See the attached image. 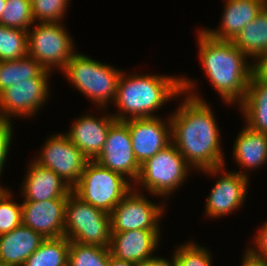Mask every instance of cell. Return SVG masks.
Masks as SVG:
<instances>
[{"mask_svg": "<svg viewBox=\"0 0 267 266\" xmlns=\"http://www.w3.org/2000/svg\"><path fill=\"white\" fill-rule=\"evenodd\" d=\"M187 79L182 77L187 98L170 115L172 143L191 167L216 175L225 166L218 125L206 101L193 93L194 82Z\"/></svg>", "mask_w": 267, "mask_h": 266, "instance_id": "1", "label": "cell"}, {"mask_svg": "<svg viewBox=\"0 0 267 266\" xmlns=\"http://www.w3.org/2000/svg\"><path fill=\"white\" fill-rule=\"evenodd\" d=\"M197 35L206 77L226 104H239L245 98L256 65L246 62L247 56L232 41L216 40L201 29Z\"/></svg>", "mask_w": 267, "mask_h": 266, "instance_id": "2", "label": "cell"}, {"mask_svg": "<svg viewBox=\"0 0 267 266\" xmlns=\"http://www.w3.org/2000/svg\"><path fill=\"white\" fill-rule=\"evenodd\" d=\"M180 94H183L182 77L149 74L126 76L121 72L114 100L121 113L112 116L119 121L128 120L130 117H156L152 114L156 109Z\"/></svg>", "mask_w": 267, "mask_h": 266, "instance_id": "3", "label": "cell"}, {"mask_svg": "<svg viewBox=\"0 0 267 266\" xmlns=\"http://www.w3.org/2000/svg\"><path fill=\"white\" fill-rule=\"evenodd\" d=\"M63 72L72 85L101 109L116 99L121 70L75 53Z\"/></svg>", "mask_w": 267, "mask_h": 266, "instance_id": "4", "label": "cell"}, {"mask_svg": "<svg viewBox=\"0 0 267 266\" xmlns=\"http://www.w3.org/2000/svg\"><path fill=\"white\" fill-rule=\"evenodd\" d=\"M120 173L88 160L72 192L82 201L110 214L132 190V183Z\"/></svg>", "mask_w": 267, "mask_h": 266, "instance_id": "5", "label": "cell"}, {"mask_svg": "<svg viewBox=\"0 0 267 266\" xmlns=\"http://www.w3.org/2000/svg\"><path fill=\"white\" fill-rule=\"evenodd\" d=\"M110 214L82 201L71 192L67 197L64 236L81 244L109 247Z\"/></svg>", "mask_w": 267, "mask_h": 266, "instance_id": "6", "label": "cell"}, {"mask_svg": "<svg viewBox=\"0 0 267 266\" xmlns=\"http://www.w3.org/2000/svg\"><path fill=\"white\" fill-rule=\"evenodd\" d=\"M190 168L183 155L171 143L140 165L135 184H140L142 188L144 186L150 194L168 197L186 180Z\"/></svg>", "mask_w": 267, "mask_h": 266, "instance_id": "7", "label": "cell"}, {"mask_svg": "<svg viewBox=\"0 0 267 266\" xmlns=\"http://www.w3.org/2000/svg\"><path fill=\"white\" fill-rule=\"evenodd\" d=\"M60 23H37L28 30V55L48 71L53 67L62 71L75 54L74 43Z\"/></svg>", "mask_w": 267, "mask_h": 266, "instance_id": "8", "label": "cell"}, {"mask_svg": "<svg viewBox=\"0 0 267 266\" xmlns=\"http://www.w3.org/2000/svg\"><path fill=\"white\" fill-rule=\"evenodd\" d=\"M58 174L73 188L79 181L88 159L65 134L50 136L35 161Z\"/></svg>", "mask_w": 267, "mask_h": 266, "instance_id": "9", "label": "cell"}, {"mask_svg": "<svg viewBox=\"0 0 267 266\" xmlns=\"http://www.w3.org/2000/svg\"><path fill=\"white\" fill-rule=\"evenodd\" d=\"M51 71L44 70L37 78L14 82L0 94V118L33 116L49 96L48 77Z\"/></svg>", "mask_w": 267, "mask_h": 266, "instance_id": "10", "label": "cell"}, {"mask_svg": "<svg viewBox=\"0 0 267 266\" xmlns=\"http://www.w3.org/2000/svg\"><path fill=\"white\" fill-rule=\"evenodd\" d=\"M140 192L131 190L110 213L111 232L159 230L163 206L150 202Z\"/></svg>", "mask_w": 267, "mask_h": 266, "instance_id": "11", "label": "cell"}, {"mask_svg": "<svg viewBox=\"0 0 267 266\" xmlns=\"http://www.w3.org/2000/svg\"><path fill=\"white\" fill-rule=\"evenodd\" d=\"M95 161L127 179L131 178L132 183L136 182L140 164L134 156L128 124L125 121L116 120L110 126L106 142Z\"/></svg>", "mask_w": 267, "mask_h": 266, "instance_id": "12", "label": "cell"}, {"mask_svg": "<svg viewBox=\"0 0 267 266\" xmlns=\"http://www.w3.org/2000/svg\"><path fill=\"white\" fill-rule=\"evenodd\" d=\"M167 120L169 122L165 123L157 116L125 120L131 136L133 153L140 165L172 143L171 121L170 118Z\"/></svg>", "mask_w": 267, "mask_h": 266, "instance_id": "13", "label": "cell"}, {"mask_svg": "<svg viewBox=\"0 0 267 266\" xmlns=\"http://www.w3.org/2000/svg\"><path fill=\"white\" fill-rule=\"evenodd\" d=\"M67 198L44 201H23L22 224L41 234L44 238L64 236Z\"/></svg>", "mask_w": 267, "mask_h": 266, "instance_id": "14", "label": "cell"}, {"mask_svg": "<svg viewBox=\"0 0 267 266\" xmlns=\"http://www.w3.org/2000/svg\"><path fill=\"white\" fill-rule=\"evenodd\" d=\"M241 172H225L213 186L206 203V214L221 217L241 207L247 197L248 176Z\"/></svg>", "mask_w": 267, "mask_h": 266, "instance_id": "15", "label": "cell"}, {"mask_svg": "<svg viewBox=\"0 0 267 266\" xmlns=\"http://www.w3.org/2000/svg\"><path fill=\"white\" fill-rule=\"evenodd\" d=\"M111 233L109 246L111 256L139 265L153 257L152 253L160 240L159 230L138 229Z\"/></svg>", "mask_w": 267, "mask_h": 266, "instance_id": "16", "label": "cell"}, {"mask_svg": "<svg viewBox=\"0 0 267 266\" xmlns=\"http://www.w3.org/2000/svg\"><path fill=\"white\" fill-rule=\"evenodd\" d=\"M115 121L112 115L96 118L86 114L78 118L65 135L88 160H95L106 142L110 126Z\"/></svg>", "mask_w": 267, "mask_h": 266, "instance_id": "17", "label": "cell"}, {"mask_svg": "<svg viewBox=\"0 0 267 266\" xmlns=\"http://www.w3.org/2000/svg\"><path fill=\"white\" fill-rule=\"evenodd\" d=\"M265 3V0H226L219 30L205 28L203 31L216 40L232 41L259 15Z\"/></svg>", "mask_w": 267, "mask_h": 266, "instance_id": "18", "label": "cell"}, {"mask_svg": "<svg viewBox=\"0 0 267 266\" xmlns=\"http://www.w3.org/2000/svg\"><path fill=\"white\" fill-rule=\"evenodd\" d=\"M30 164L22 187L24 201L67 198L72 192V188L58 174L34 161Z\"/></svg>", "mask_w": 267, "mask_h": 266, "instance_id": "19", "label": "cell"}, {"mask_svg": "<svg viewBox=\"0 0 267 266\" xmlns=\"http://www.w3.org/2000/svg\"><path fill=\"white\" fill-rule=\"evenodd\" d=\"M45 238L23 224L0 235V262L23 266Z\"/></svg>", "mask_w": 267, "mask_h": 266, "instance_id": "20", "label": "cell"}, {"mask_svg": "<svg viewBox=\"0 0 267 266\" xmlns=\"http://www.w3.org/2000/svg\"><path fill=\"white\" fill-rule=\"evenodd\" d=\"M247 127L267 134V80L256 70L252 74L245 98L239 103Z\"/></svg>", "mask_w": 267, "mask_h": 266, "instance_id": "21", "label": "cell"}, {"mask_svg": "<svg viewBox=\"0 0 267 266\" xmlns=\"http://www.w3.org/2000/svg\"><path fill=\"white\" fill-rule=\"evenodd\" d=\"M233 155L241 167L254 169L267 162V134L245 126L234 143Z\"/></svg>", "mask_w": 267, "mask_h": 266, "instance_id": "22", "label": "cell"}, {"mask_svg": "<svg viewBox=\"0 0 267 266\" xmlns=\"http://www.w3.org/2000/svg\"><path fill=\"white\" fill-rule=\"evenodd\" d=\"M247 57L255 58L256 64L267 55V7L247 24L232 40Z\"/></svg>", "mask_w": 267, "mask_h": 266, "instance_id": "23", "label": "cell"}, {"mask_svg": "<svg viewBox=\"0 0 267 266\" xmlns=\"http://www.w3.org/2000/svg\"><path fill=\"white\" fill-rule=\"evenodd\" d=\"M45 68L31 56L0 61V94L14 82L37 78Z\"/></svg>", "mask_w": 267, "mask_h": 266, "instance_id": "24", "label": "cell"}, {"mask_svg": "<svg viewBox=\"0 0 267 266\" xmlns=\"http://www.w3.org/2000/svg\"><path fill=\"white\" fill-rule=\"evenodd\" d=\"M69 246L65 236L45 238L23 266H68Z\"/></svg>", "mask_w": 267, "mask_h": 266, "instance_id": "25", "label": "cell"}, {"mask_svg": "<svg viewBox=\"0 0 267 266\" xmlns=\"http://www.w3.org/2000/svg\"><path fill=\"white\" fill-rule=\"evenodd\" d=\"M28 55V31L0 24V61L18 60Z\"/></svg>", "mask_w": 267, "mask_h": 266, "instance_id": "26", "label": "cell"}, {"mask_svg": "<svg viewBox=\"0 0 267 266\" xmlns=\"http://www.w3.org/2000/svg\"><path fill=\"white\" fill-rule=\"evenodd\" d=\"M109 247L70 241L68 266H106Z\"/></svg>", "mask_w": 267, "mask_h": 266, "instance_id": "27", "label": "cell"}, {"mask_svg": "<svg viewBox=\"0 0 267 266\" xmlns=\"http://www.w3.org/2000/svg\"><path fill=\"white\" fill-rule=\"evenodd\" d=\"M34 22L31 0H6L1 25L28 31Z\"/></svg>", "mask_w": 267, "mask_h": 266, "instance_id": "28", "label": "cell"}, {"mask_svg": "<svg viewBox=\"0 0 267 266\" xmlns=\"http://www.w3.org/2000/svg\"><path fill=\"white\" fill-rule=\"evenodd\" d=\"M11 192L0 187V235L9 233L22 224L21 204L13 202Z\"/></svg>", "mask_w": 267, "mask_h": 266, "instance_id": "29", "label": "cell"}, {"mask_svg": "<svg viewBox=\"0 0 267 266\" xmlns=\"http://www.w3.org/2000/svg\"><path fill=\"white\" fill-rule=\"evenodd\" d=\"M69 0H31L34 21L39 23L61 22Z\"/></svg>", "mask_w": 267, "mask_h": 266, "instance_id": "30", "label": "cell"}, {"mask_svg": "<svg viewBox=\"0 0 267 266\" xmlns=\"http://www.w3.org/2000/svg\"><path fill=\"white\" fill-rule=\"evenodd\" d=\"M177 266H211V253L206 248L188 242L178 247L173 254Z\"/></svg>", "mask_w": 267, "mask_h": 266, "instance_id": "31", "label": "cell"}, {"mask_svg": "<svg viewBox=\"0 0 267 266\" xmlns=\"http://www.w3.org/2000/svg\"><path fill=\"white\" fill-rule=\"evenodd\" d=\"M13 129L10 119L0 118V174L7 159L9 152V147L11 144V138L13 134Z\"/></svg>", "mask_w": 267, "mask_h": 266, "instance_id": "32", "label": "cell"}, {"mask_svg": "<svg viewBox=\"0 0 267 266\" xmlns=\"http://www.w3.org/2000/svg\"><path fill=\"white\" fill-rule=\"evenodd\" d=\"M254 241L255 247H251L247 249V251H249L254 257L267 262V222L259 229Z\"/></svg>", "mask_w": 267, "mask_h": 266, "instance_id": "33", "label": "cell"}, {"mask_svg": "<svg viewBox=\"0 0 267 266\" xmlns=\"http://www.w3.org/2000/svg\"><path fill=\"white\" fill-rule=\"evenodd\" d=\"M172 257H173L172 262L171 261L169 262L167 259L163 257L161 258L153 256L144 263H142L140 266H177L175 261V256L173 255Z\"/></svg>", "mask_w": 267, "mask_h": 266, "instance_id": "34", "label": "cell"}, {"mask_svg": "<svg viewBox=\"0 0 267 266\" xmlns=\"http://www.w3.org/2000/svg\"><path fill=\"white\" fill-rule=\"evenodd\" d=\"M242 266H267V262L254 257L249 251H246Z\"/></svg>", "mask_w": 267, "mask_h": 266, "instance_id": "35", "label": "cell"}, {"mask_svg": "<svg viewBox=\"0 0 267 266\" xmlns=\"http://www.w3.org/2000/svg\"><path fill=\"white\" fill-rule=\"evenodd\" d=\"M106 266H140V265L131 261L119 260L110 255L106 263Z\"/></svg>", "mask_w": 267, "mask_h": 266, "instance_id": "36", "label": "cell"}, {"mask_svg": "<svg viewBox=\"0 0 267 266\" xmlns=\"http://www.w3.org/2000/svg\"><path fill=\"white\" fill-rule=\"evenodd\" d=\"M256 65V71L267 80V55Z\"/></svg>", "mask_w": 267, "mask_h": 266, "instance_id": "37", "label": "cell"}, {"mask_svg": "<svg viewBox=\"0 0 267 266\" xmlns=\"http://www.w3.org/2000/svg\"><path fill=\"white\" fill-rule=\"evenodd\" d=\"M5 5H6V0H0V18L2 13L4 12Z\"/></svg>", "mask_w": 267, "mask_h": 266, "instance_id": "38", "label": "cell"}, {"mask_svg": "<svg viewBox=\"0 0 267 266\" xmlns=\"http://www.w3.org/2000/svg\"><path fill=\"white\" fill-rule=\"evenodd\" d=\"M0 266H15V265H10V264H6V263H3V262H0Z\"/></svg>", "mask_w": 267, "mask_h": 266, "instance_id": "39", "label": "cell"}]
</instances>
